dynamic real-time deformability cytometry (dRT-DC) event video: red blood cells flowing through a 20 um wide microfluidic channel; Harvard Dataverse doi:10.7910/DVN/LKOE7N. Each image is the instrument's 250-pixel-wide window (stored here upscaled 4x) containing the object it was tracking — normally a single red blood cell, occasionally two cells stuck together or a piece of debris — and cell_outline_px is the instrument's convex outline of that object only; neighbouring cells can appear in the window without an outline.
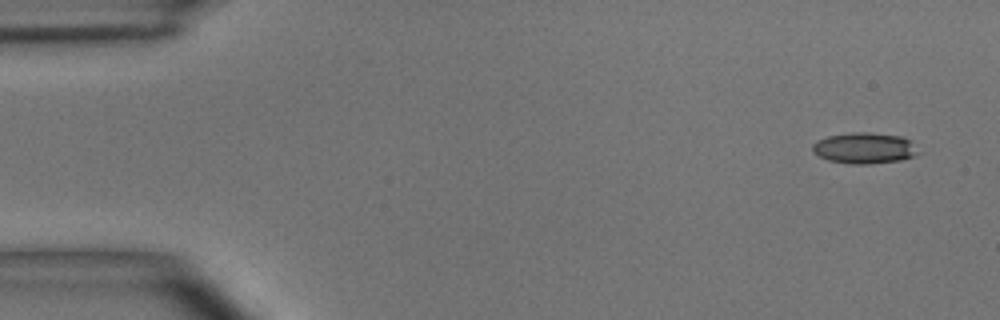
{"species": "common noctule bat (a hibernating species)", "species_latin": "Nyctalus noctula", "temperature_condition": "room temperature", "stored_images_in_passage": 6, "camera_frame_rate_fps": 3000, "um_per_image_px": 0.085, "animal": {"sex": "male", "body_mass_g": 15.6}, "frame": {"image": 1, "passage_image": 1, "time_ms": 0.0, "image_size_px": [1000, 320], "cell_outline_px": [[924, 152], [916, 156], [900, 160], [868, 164], [852, 164], [828, 160], [812, 152], [812, 144], [828, 136], [852, 132], [868, 132], [904, 136], [912, 140]], "centroid_in_image_um": [73.59, 12.58], "position_along_channel_um": 11.4, "area_um2": 19.54}}
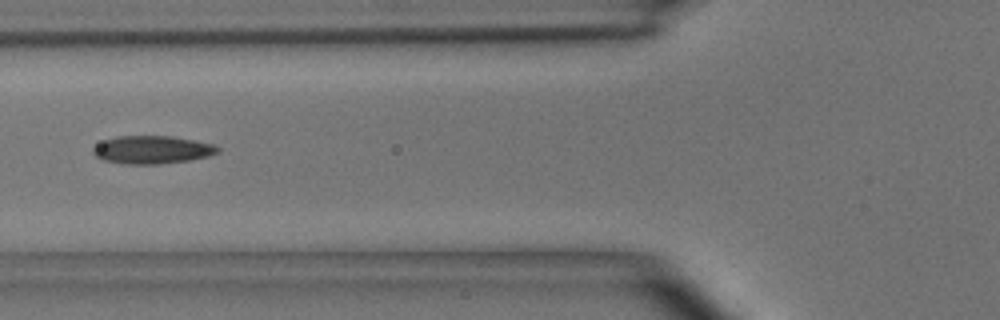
{"frame": {"image": 2, "passage_image": 5, "time_ms": 5.667, "image_size_px": [1000, 320], "cell_outline_px": [[220, 152], [208, 156], [188, 160], [160, 164], [124, 164], [104, 160], [96, 156], [92, 152], [92, 148], [104, 140], [116, 136], [172, 136], [212, 144], [220, 148]], "centroid_in_image_um": [12.92, 12.73], "position_along_channel_um": 112.9, "area_um2": 20.23}}